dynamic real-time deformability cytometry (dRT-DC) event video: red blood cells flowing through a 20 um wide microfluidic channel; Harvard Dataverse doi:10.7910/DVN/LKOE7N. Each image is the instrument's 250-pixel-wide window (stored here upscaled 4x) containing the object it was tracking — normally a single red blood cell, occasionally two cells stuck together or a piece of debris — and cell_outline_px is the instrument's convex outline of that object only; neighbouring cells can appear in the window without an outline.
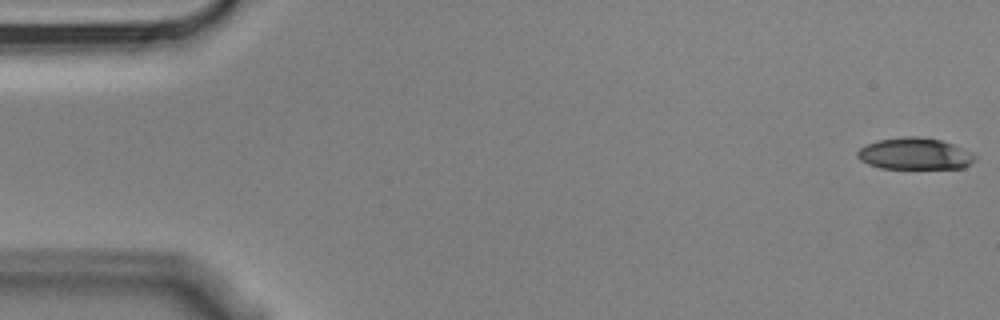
{"species": "Egyptian fruit bat (a non-hibernating species)", "species_latin": "Rousettus aegyptiacus", "temperature_condition": "cold", "stored_images_in_passage": 7, "camera_frame_rate_fps": 3000, "um_per_image_px": 0.085, "animal": {"sex": "male"}, "frame": {"image": 1, "passage_image": 1, "time_ms": 0.0, "image_size_px": [1000, 320], "cell_outline_px": [[976, 160], [972, 164], [964, 168], [880, 168], [868, 164], [860, 160], [856, 156], [856, 152], [860, 148], [868, 144], [880, 140], [904, 136], [916, 136], [940, 140], [952, 144], [976, 156]], "centroid_in_image_um": [77.74, 13.08], "position_along_channel_um": 7.3, "area_um2": 21.5}}
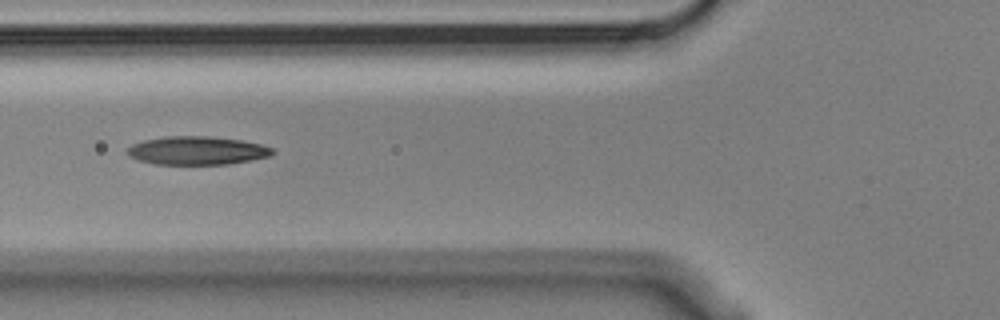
{"frame": {"image": 2, "passage_image": 6, "time_ms": 1.667, "image_size_px": [1000, 320], "cell_outline_px": [[276, 152], [272, 156], [252, 160], [228, 164], [152, 164], [140, 160], [132, 156], [128, 152], [128, 148], [132, 144], [144, 140], [164, 136], [208, 136], [240, 140], [260, 144], [272, 148]], "centroid_in_image_um": [16.8, 12.8], "position_along_channel_um": 109.0, "area_um2": 23.93}}
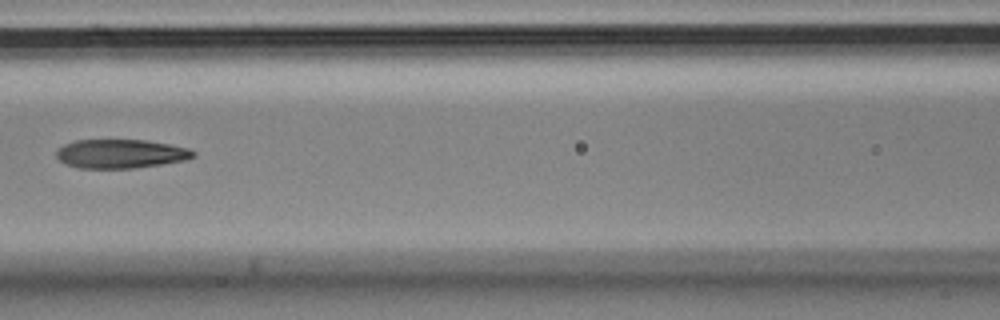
{"frame": {"image": 3, "passage_image": 7, "time_ms": 2.0, "image_size_px": [1000, 320], "cell_outline_px": [[196, 156], [184, 160], [136, 168], [76, 168], [64, 164], [56, 156], [56, 148], [64, 144], [76, 140], [148, 140], [188, 148], [196, 152]], "centroid_in_image_um": [10.22, 13.07], "position_along_channel_um": 156.4, "area_um2": 23.18}}